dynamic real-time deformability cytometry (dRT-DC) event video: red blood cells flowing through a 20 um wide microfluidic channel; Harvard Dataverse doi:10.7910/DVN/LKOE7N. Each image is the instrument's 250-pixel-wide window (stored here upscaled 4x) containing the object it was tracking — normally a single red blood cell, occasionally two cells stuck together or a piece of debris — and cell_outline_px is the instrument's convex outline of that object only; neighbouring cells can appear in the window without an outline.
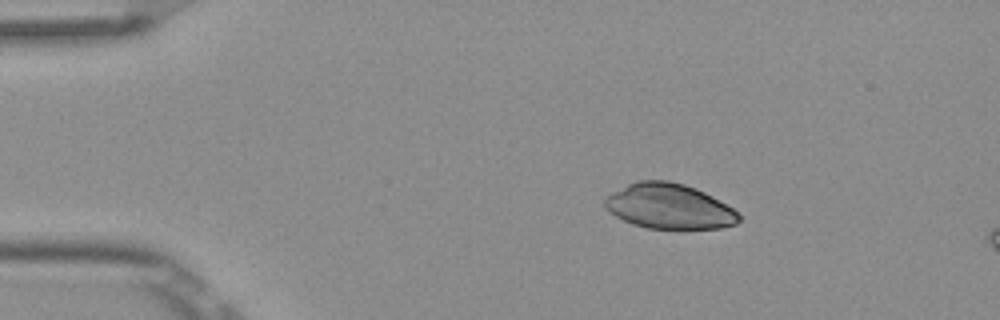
{"species": "Egyptian fruit bat (a non-hibernating species)", "species_latin": "Rousettus aegyptiacus", "temperature_condition": "room temperature", "stored_images_in_passage": 4, "camera_frame_rate_fps": 3000, "um_per_image_px": 0.085, "frame": {"image": 1, "passage_image": 2, "time_ms": 0.333, "image_size_px": [1000, 320], "cell_outline_px": [[740, 220], [736, 224], [720, 228], [648, 228], [632, 224], [616, 216], [604, 204], [604, 196], [636, 180], [668, 180], [684, 184], [696, 188], [712, 196], [740, 212]], "centroid_in_image_um": [56.89, 17.52], "position_along_channel_um": 28.1, "area_um2": 35.2}}